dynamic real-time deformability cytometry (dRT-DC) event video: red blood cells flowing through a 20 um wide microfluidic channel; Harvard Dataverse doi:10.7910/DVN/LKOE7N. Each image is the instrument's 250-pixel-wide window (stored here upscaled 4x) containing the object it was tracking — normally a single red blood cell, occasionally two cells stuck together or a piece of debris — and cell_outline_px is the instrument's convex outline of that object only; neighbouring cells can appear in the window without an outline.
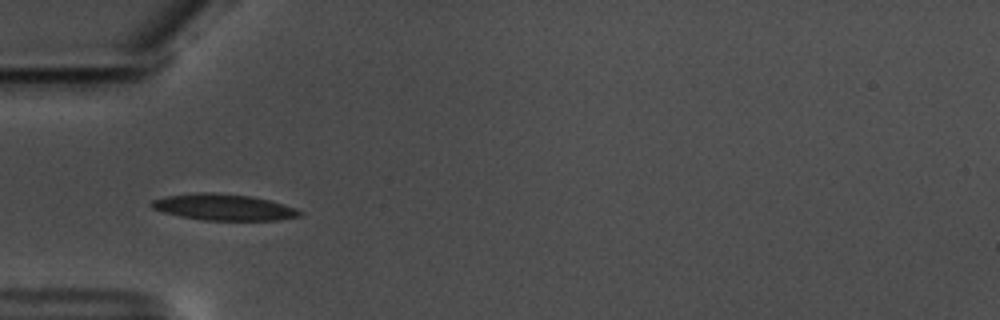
{"species": "common noctule bat (a hibernating species)", "species_latin": "Nyctalus noctula", "temperature_condition": "warm", "stored_images_in_passage": 40, "camera_frame_rate_fps": 3000, "um_per_image_px": 0.085, "animal": {"sex": "male", "body_mass_g": 17.5, "forearm_length_mm": 52.3}, "frame": {"image": 1, "passage_image": 1, "time_ms": 0.0, "image_size_px": [1000, 320], "cell_outline_px": [[304, 212], [300, 216], [280, 220], [204, 220], [180, 216], [164, 212], [152, 208], [148, 204], [152, 200], [168, 196], [196, 192], [212, 192], [252, 196], [272, 200], [296, 208]], "centroid_in_image_um": [19.05, 17.6], "position_along_channel_um": 66.0, "area_um2": 22.83}}
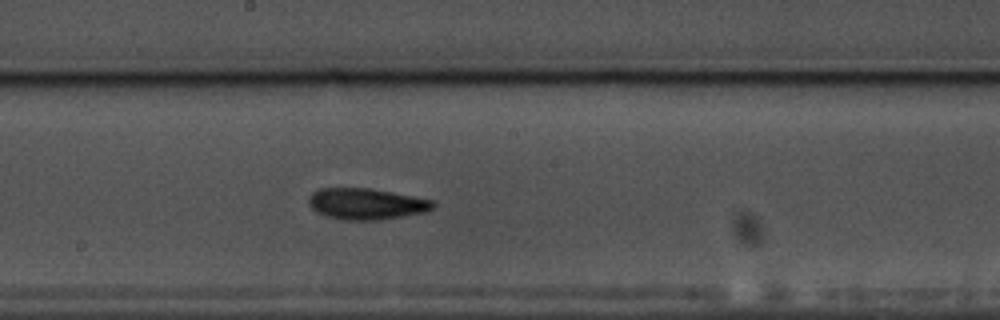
{"frame": {"image": 2, "passage_image": 14, "time_ms": 4.333, "image_size_px": [1000, 320], "cell_outline_px": [[436, 204], [432, 208], [424, 212], [376, 220], [344, 220], [324, 216], [316, 212], [308, 204], [308, 196], [312, 192], [320, 188], [368, 188], [412, 196], [432, 200]], "centroid_in_image_um": [31.06, 17.33], "position_along_channel_um": 217.1, "area_um2": 22.48}}
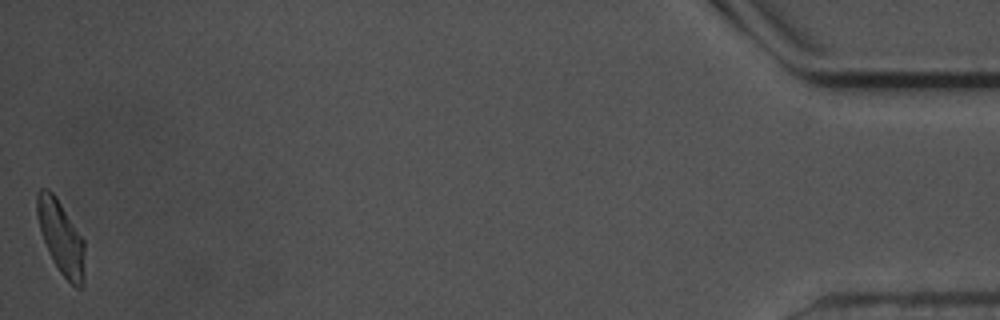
{"frame": {"image": 3, "passage_image": 40, "time_ms": 13.0, "image_size_px": [1000, 320], "cell_outline_px": [[84, 284], [80, 288], [76, 288], [60, 272], [52, 260], [48, 252], [36, 216], [36, 192], [40, 188], [48, 188], [52, 192], [84, 240]], "centroid_in_image_um": [5.17, 20.18], "position_along_channel_um": 430.0, "area_um2": 20.23}, "authors_computed_cell_mechanics": {"area_um2": 21.3571, "velocity_mm_per_s": 3.5262, "shape_relaxation_time_tau1_ms": 3.9901, "shape_relaxation_time_tau2_ms": 4.0834, "deformation_change_tau1": 0.1502, "deformation_change_tau2": 0.1154}}